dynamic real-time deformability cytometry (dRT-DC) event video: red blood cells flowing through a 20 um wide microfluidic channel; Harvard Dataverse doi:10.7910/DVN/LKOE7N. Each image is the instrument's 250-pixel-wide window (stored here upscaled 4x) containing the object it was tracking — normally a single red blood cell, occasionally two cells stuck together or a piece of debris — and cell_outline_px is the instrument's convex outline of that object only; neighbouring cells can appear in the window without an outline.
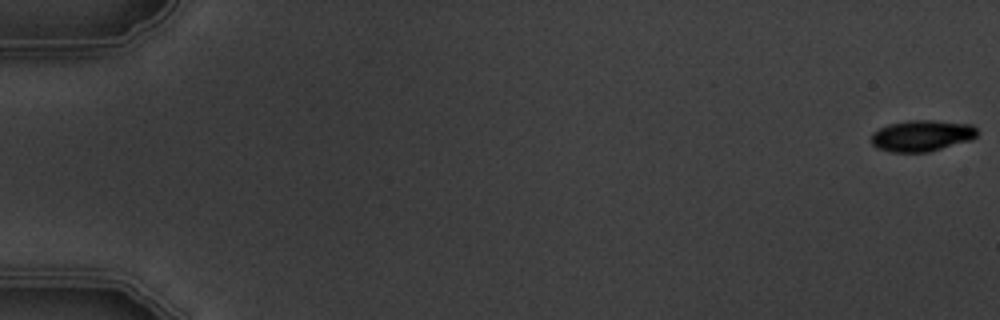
{"species": "common noctule bat (a hibernating species)", "species_latin": "Nyctalus noctula", "temperature_condition": "warm", "stored_images_in_passage": 6, "camera_frame_rate_fps": 3000, "um_per_image_px": 0.085, "animal": {"sex": "male", "body_mass_g": 19.5, "forearm_length_mm": 54.6}, "frame": {"image": 1, "passage_image": 1, "time_ms": 0.0, "image_size_px": [1000, 320], "cell_outline_px": [[976, 136], [972, 140], [928, 152], [892, 152], [876, 148], [872, 144], [872, 132], [888, 124], [908, 120], [932, 120], [972, 124], [976, 128]], "centroid_in_image_um": [78.35, 11.53], "position_along_channel_um": 6.7, "area_um2": 19.36}}
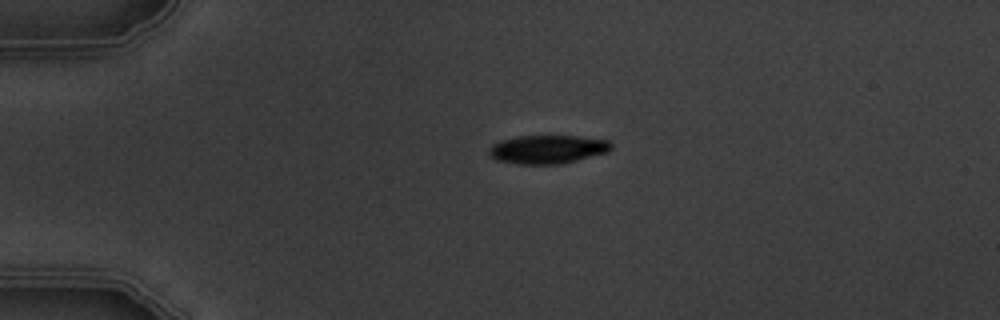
{"frame": {"image": 2, "passage_image": 5, "time_ms": 4.333, "image_size_px": [1000, 320], "cell_outline_px": [[612, 148], [608, 152], [560, 164], [516, 164], [496, 160], [488, 152], [488, 148], [492, 144], [504, 140], [520, 136], [576, 136], [608, 140], [612, 144]], "centroid_in_image_um": [46.54, 12.7], "position_along_channel_um": 38.5, "area_um2": 20.17}}